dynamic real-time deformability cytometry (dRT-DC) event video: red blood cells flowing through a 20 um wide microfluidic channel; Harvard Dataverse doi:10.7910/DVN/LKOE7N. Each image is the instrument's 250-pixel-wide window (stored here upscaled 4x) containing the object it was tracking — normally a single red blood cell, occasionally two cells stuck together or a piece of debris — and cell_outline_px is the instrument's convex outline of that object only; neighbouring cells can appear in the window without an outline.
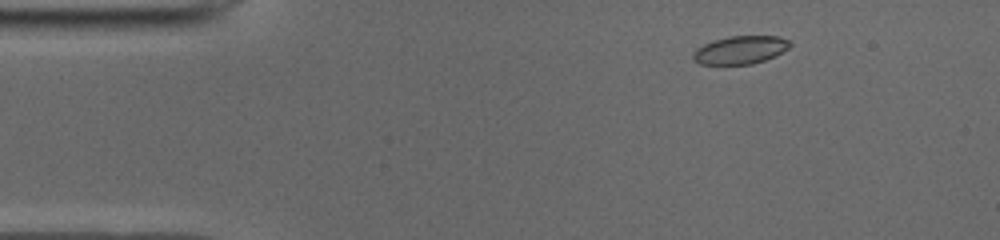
{"species": "common noctule bat (a hibernating species)", "species_latin": "Nyctalus noctula", "temperature_condition": "cold", "stored_images_in_passage": 48, "camera_frame_rate_fps": 3000, "um_per_image_px": 0.085, "animal": {"sex": "male", "body_mass_g": 19.0, "forearm_length_mm": 50.8}, "frame": {"image": 1, "passage_image": 4, "time_ms": 1.0, "image_size_px": [1000, 240], "cell_outline_px": [[792, 44], [788, 48], [776, 56], [752, 64], [700, 64], [692, 60], [692, 52], [696, 48], [704, 44], [728, 36], [780, 36], [788, 40]], "centroid_in_image_um": [62.92, 4.25], "position_along_channel_um": 22.1, "area_um2": 15.9}}
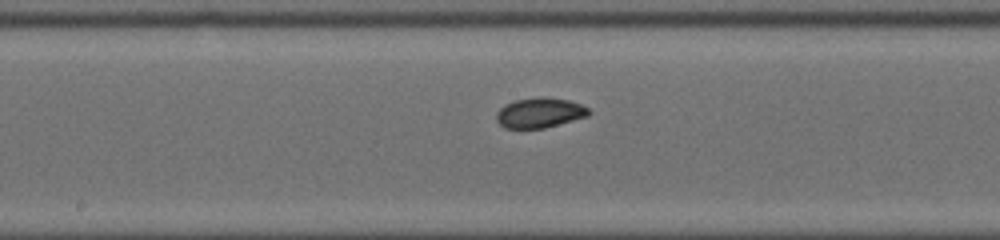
{"frame": {"image": 2, "passage_image": 23, "time_ms": 7.333, "image_size_px": [1000, 240], "cell_outline_px": [[592, 112], [588, 116], [544, 128], [504, 128], [496, 120], [496, 112], [504, 104], [516, 100], [544, 96], [568, 100], [580, 104], [588, 108]], "centroid_in_image_um": [45.87, 9.58], "position_along_channel_um": 202.3, "area_um2": 16.18}}
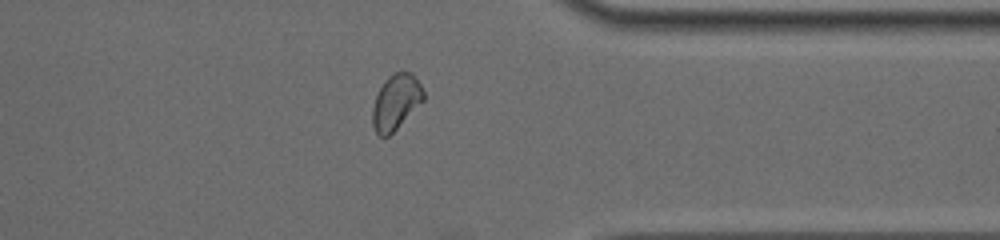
{"frame": {"image": 3, "passage_image": 37, "time_ms": 12.0, "image_size_px": [1000, 240], "cell_outline_px": [[424, 100], [388, 136], [380, 136], [376, 132], [372, 124], [372, 108], [376, 96], [384, 80], [388, 76], [396, 72], [412, 72], [420, 84], [424, 92]], "centroid_in_image_um": [33.64, 8.65], "position_along_channel_um": 377.8, "area_um2": 16.18}, "authors_computed_cell_mechanics": {"area_um2": 16.2707, "velocity_mm_per_s": 3.9266, "shape_relaxation_time_tau1_ms": 6.2249, "shape_relaxation_time_tau2_ms": 1.4749, "deformation_change_tau1": 0.1358, "deformation_change_tau2": 0.0494}}